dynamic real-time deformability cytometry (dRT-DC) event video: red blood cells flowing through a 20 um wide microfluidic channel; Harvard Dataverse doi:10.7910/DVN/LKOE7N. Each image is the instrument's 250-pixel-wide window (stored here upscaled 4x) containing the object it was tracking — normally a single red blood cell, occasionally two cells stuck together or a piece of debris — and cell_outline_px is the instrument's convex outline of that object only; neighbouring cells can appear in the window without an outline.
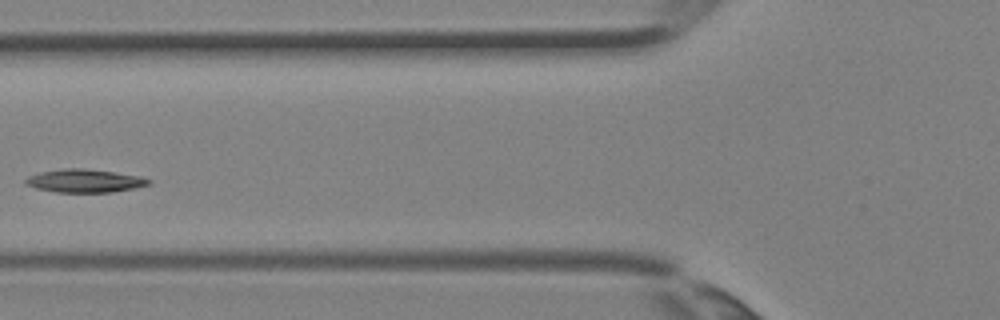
{"species": "Egyptian fruit bat (a non-hibernating species)", "species_latin": "Rousettus aegyptiacus", "temperature_condition": "room temperature", "stored_images_in_passage": 3, "camera_frame_rate_fps": 3000, "um_per_image_px": 0.085, "animal": {"sex": "female"}, "frame": {"image": 1, "passage_image": 3, "time_ms": 0.667, "image_size_px": [1000, 320], "cell_outline_px": [[152, 184], [112, 192], [56, 192], [36, 188], [24, 184], [24, 180], [28, 176], [40, 172], [64, 168], [84, 168], [140, 176], [152, 180]], "centroid_in_image_um": [7.18, 15.37], "position_along_channel_um": 118.6, "area_um2": 16.59}}